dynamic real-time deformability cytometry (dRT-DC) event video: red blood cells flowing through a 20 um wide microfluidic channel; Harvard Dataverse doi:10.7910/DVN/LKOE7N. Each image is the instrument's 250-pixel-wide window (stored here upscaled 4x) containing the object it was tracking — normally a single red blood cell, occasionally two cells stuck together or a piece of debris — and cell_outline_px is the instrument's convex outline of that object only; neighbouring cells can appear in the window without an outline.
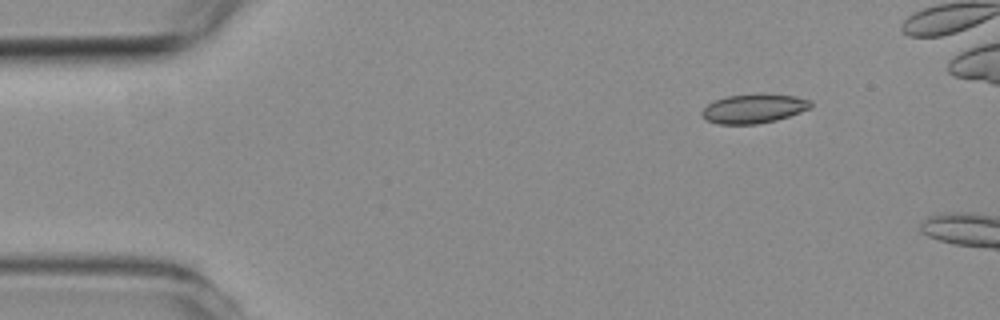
{"species": "common noctule bat (a hibernating species)", "species_latin": "Nyctalus noctula", "temperature_condition": "room temperature", "stored_images_in_passage": 4, "segment_of_instrument_passage": [2, 2], "camera_frame_rate_fps": 3000, "um_per_image_px": 0.085, "animal": {"sex": "female", "body_mass_g": 19.3, "forearm_length_mm": 54.1}, "frame": {"image": 1, "passage_image": 4, "time_ms": 3.667, "image_size_px": [1000, 320], "cell_outline_px": [[812, 104], [808, 108], [800, 112], [776, 120], [756, 124], [716, 124], [708, 120], [700, 112], [708, 104], [716, 100], [728, 96], [764, 92], [796, 96], [808, 100]], "centroid_in_image_um": [64.07, 9.21], "position_along_channel_um": 20.9, "area_um2": 18.5}}